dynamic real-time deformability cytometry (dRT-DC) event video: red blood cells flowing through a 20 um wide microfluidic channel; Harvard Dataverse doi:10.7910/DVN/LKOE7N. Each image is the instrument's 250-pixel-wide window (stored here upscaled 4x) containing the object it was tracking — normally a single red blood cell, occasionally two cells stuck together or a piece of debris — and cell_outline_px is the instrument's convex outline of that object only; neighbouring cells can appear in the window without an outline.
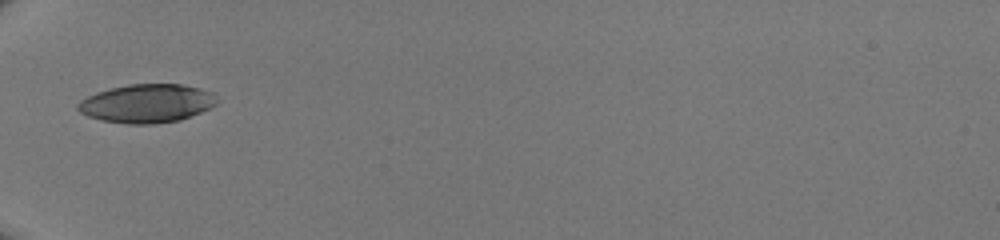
{"species": "human", "species_latin": "Homo sapiens", "temperature_condition": "room temperature", "stored_images_in_passage": 3, "camera_frame_rate_fps": 3000, "um_per_image_px": 0.085, "donor": {"sex": "male"}, "frame": {"image": 1, "passage_image": 1, "time_ms": 0.0, "image_size_px": [1000, 240], "cell_outline_px": [[220, 100], [212, 108], [180, 120], [156, 124], [128, 124], [104, 120], [88, 116], [80, 112], [76, 108], [76, 104], [80, 100], [96, 92], [128, 84], [184, 84], [200, 88], [212, 92]], "centroid_in_image_um": [12.52, 8.79], "position_along_channel_um": 72.5, "area_um2": 31.5}}